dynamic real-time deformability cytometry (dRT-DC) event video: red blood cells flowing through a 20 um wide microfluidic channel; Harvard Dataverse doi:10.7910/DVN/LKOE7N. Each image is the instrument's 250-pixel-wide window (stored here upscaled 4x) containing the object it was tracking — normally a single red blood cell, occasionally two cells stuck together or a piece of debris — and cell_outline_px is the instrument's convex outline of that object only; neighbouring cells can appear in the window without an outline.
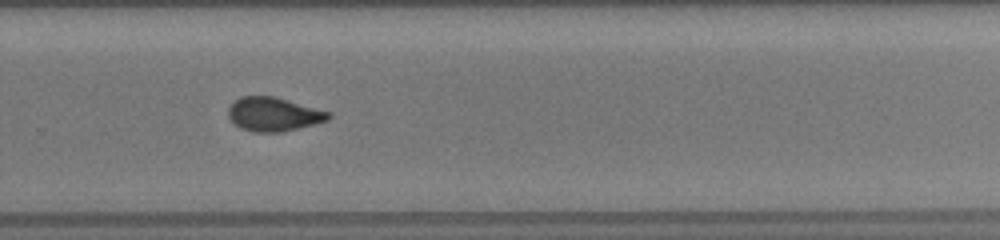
{"species": "common noctule bat (a hibernating species)", "species_latin": "Nyctalus noctula", "temperature_condition": "room temperature", "stored_images_in_passage": 26, "camera_frame_rate_fps": 3000, "um_per_image_px": 0.085, "animal": {"sex": "female", "body_mass_g": 19.5, "forearm_length_mm": 54.1}, "frame": {"image": 1, "passage_image": 19, "time_ms": 7.0, "image_size_px": [1000, 240], "cell_outline_px": [[332, 116], [328, 120], [316, 124], [280, 132], [252, 132], [240, 128], [228, 116], [228, 108], [240, 96], [272, 96], [332, 112]], "centroid_in_image_um": [23.28, 9.72], "position_along_channel_um": 306.5, "area_um2": 19.71}}
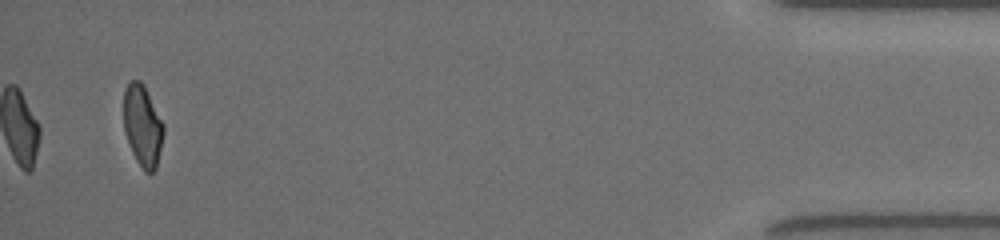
{"frame": {"image": 2, "passage_image": 26, "time_ms": 11.667, "image_size_px": [1000, 240], "cell_outline_px": [[164, 132], [156, 168], [152, 172], [144, 172], [136, 160], [132, 152], [124, 132], [124, 88], [132, 80], [140, 80], [144, 84], [164, 124]], "centroid_in_image_um": [12.12, 10.67], "position_along_channel_um": 423.1, "area_um2": 18.96}, "authors_computed_cell_mechanics": {"area_um2": 19.1607, "velocity_mm_per_s": 4.0195, "shape_relaxation_time_tau1_ms": 5.6869, "shape_relaxation_time_tau2_ms": 0.9912, "deformation_change_tau1": 0.1402, "deformation_change_tau2": 0.0676}}